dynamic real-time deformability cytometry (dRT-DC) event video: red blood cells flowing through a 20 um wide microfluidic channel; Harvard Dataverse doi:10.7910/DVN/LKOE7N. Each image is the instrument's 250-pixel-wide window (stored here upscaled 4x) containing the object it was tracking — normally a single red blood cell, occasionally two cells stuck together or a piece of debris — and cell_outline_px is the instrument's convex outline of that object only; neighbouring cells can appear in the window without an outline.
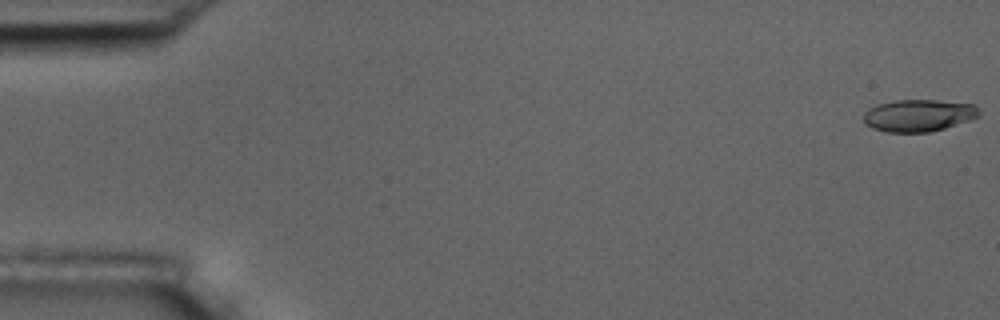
{"species": "common noctule bat (a hibernating species)", "species_latin": "Nyctalus noctula", "temperature_condition": "room temperature", "stored_images_in_passage": 57, "camera_frame_rate_fps": 3000, "um_per_image_px": 0.085, "animal": {"sex": "male", "body_mass_g": 17.5, "forearm_length_mm": 52.3}, "frame": {"image": 1, "passage_image": 1, "time_ms": 0.0, "image_size_px": [1000, 320], "cell_outline_px": [[980, 116], [944, 128], [928, 132], [888, 132], [872, 128], [864, 124], [864, 112], [868, 108], [880, 104], [896, 100], [936, 100], [976, 104], [980, 112]], "centroid_in_image_um": [78.08, 9.81], "position_along_channel_um": 6.9, "area_um2": 21.56}}
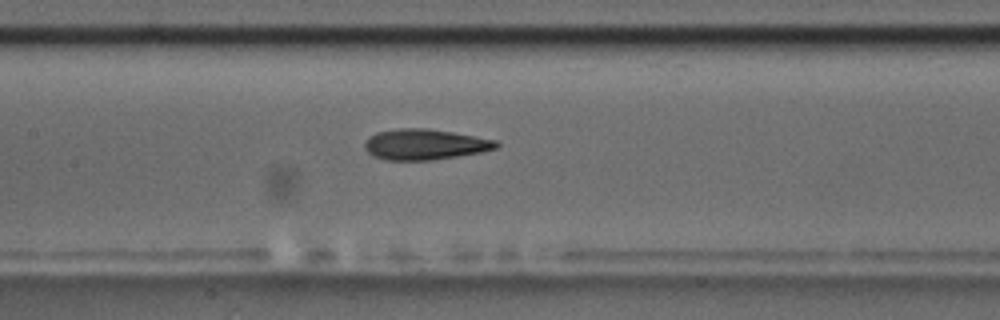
{"frame": {"image": 2, "passage_image": 27, "time_ms": 8.667, "image_size_px": [1000, 320], "cell_outline_px": [[500, 144], [496, 148], [480, 152], [432, 160], [384, 160], [368, 152], [364, 148], [364, 140], [368, 136], [376, 132], [396, 128], [428, 128], [500, 140]], "centroid_in_image_um": [36.1, 12.26], "position_along_channel_um": 171.3, "area_um2": 23.7}}
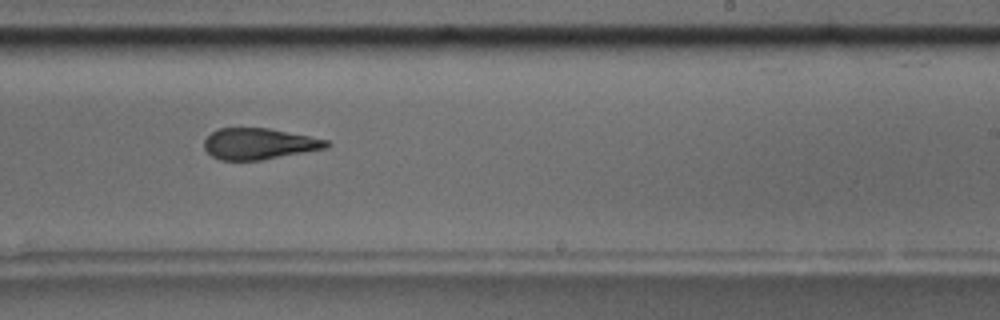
{"frame": {"image": 3, "passage_image": 35, "time_ms": 11.333, "image_size_px": [1000, 320], "cell_outline_px": [[332, 144], [328, 148], [260, 160], [220, 160], [212, 156], [204, 148], [204, 140], [216, 128], [268, 128], [328, 140]], "centroid_in_image_um": [22.02, 12.22], "position_along_channel_um": 267.0, "area_um2": 22.14}, "authors_computed_cell_mechanics": {"area_um2": 23.0622, "velocity_mm_per_s": 3.6073, "shape_relaxation_time_tau1_ms": 5.8692, "shape_relaxation_time_tau2_ms": 2.3846, "deformation_change_tau1": 0.2003, "deformation_change_tau2": 0.1263}}